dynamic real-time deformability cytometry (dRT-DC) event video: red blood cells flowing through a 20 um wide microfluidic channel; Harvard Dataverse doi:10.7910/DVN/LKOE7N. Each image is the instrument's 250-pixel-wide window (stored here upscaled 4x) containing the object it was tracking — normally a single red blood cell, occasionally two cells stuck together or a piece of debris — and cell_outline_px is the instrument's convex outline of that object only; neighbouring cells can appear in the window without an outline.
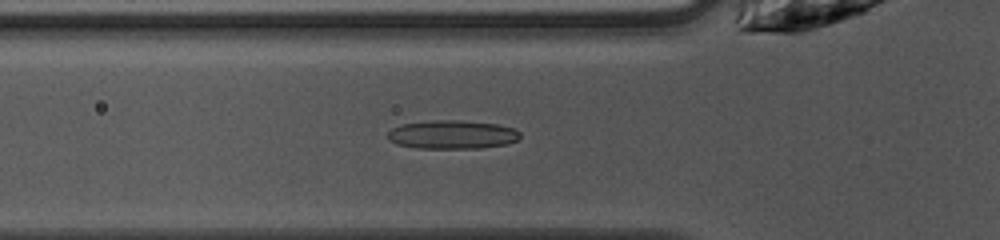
{"species": "common noctule bat (a hibernating species)", "species_latin": "Nyctalus noctula", "temperature_condition": "warm", "stored_images_in_passage": 31, "camera_frame_rate_fps": 3000, "um_per_image_px": 0.085, "animal": {"sex": "female", "body_mass_g": 10.0, "forearm_length_mm": 53.1}, "frame": {"image": 1, "passage_image": 8, "time_ms": 2.333, "image_size_px": [1000, 240], "cell_outline_px": [[520, 136], [516, 140], [508, 144], [480, 148], [416, 148], [396, 144], [388, 140], [388, 132], [392, 128], [400, 124], [436, 120], [456, 120], [496, 124], [512, 128], [520, 132]], "centroid_in_image_um": [38.41, 11.44], "position_along_channel_um": 87.4, "area_um2": 22.02}}
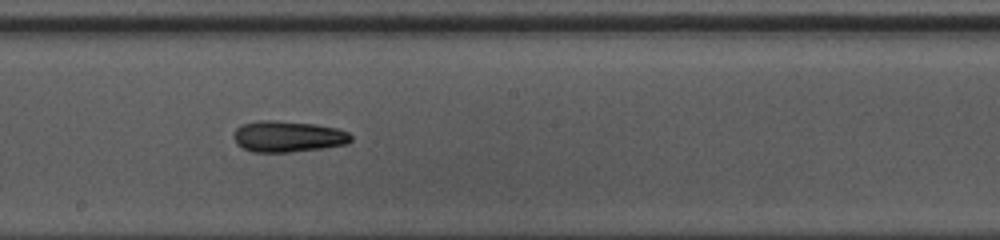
{"frame": {"image": 2, "passage_image": 18, "time_ms": 5.667, "image_size_px": [1000, 240], "cell_outline_px": [[352, 140], [348, 144], [324, 148], [292, 152], [252, 152], [236, 144], [232, 136], [236, 128], [240, 124], [256, 120], [272, 120], [316, 124], [336, 128], [348, 132], [352, 136]], "centroid_in_image_um": [24.45, 11.6], "position_along_channel_um": 223.7, "area_um2": 21.62}}
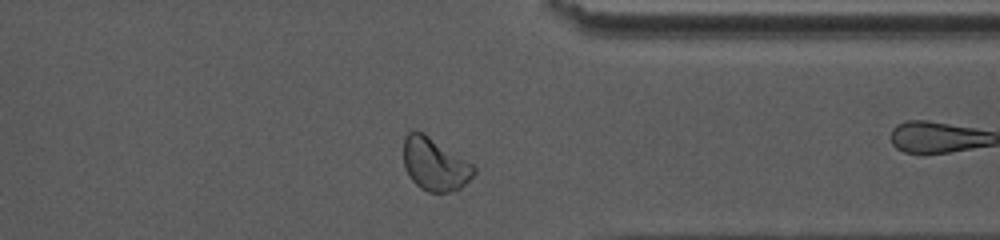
{"frame": {"image": 3, "passage_image": 26, "time_ms": 8.333, "image_size_px": [1000, 240], "cell_outline_px": [[476, 172], [460, 188], [448, 192], [428, 192], [420, 188], [412, 180], [404, 168], [404, 136], [412, 128], [424, 132], [476, 164]], "centroid_in_image_um": [36.97, 13.91], "position_along_channel_um": 374.4, "area_um2": 22.2}, "authors_computed_cell_mechanics": {"area_um2": 21.2126, "velocity_mm_per_s": 4.0592, "shape_relaxation_time_tau1_ms": null, "shape_relaxation_time_tau2_ms": 2.6826, "deformation_change_tau1": null, "deformation_change_tau2": 0.1368}}